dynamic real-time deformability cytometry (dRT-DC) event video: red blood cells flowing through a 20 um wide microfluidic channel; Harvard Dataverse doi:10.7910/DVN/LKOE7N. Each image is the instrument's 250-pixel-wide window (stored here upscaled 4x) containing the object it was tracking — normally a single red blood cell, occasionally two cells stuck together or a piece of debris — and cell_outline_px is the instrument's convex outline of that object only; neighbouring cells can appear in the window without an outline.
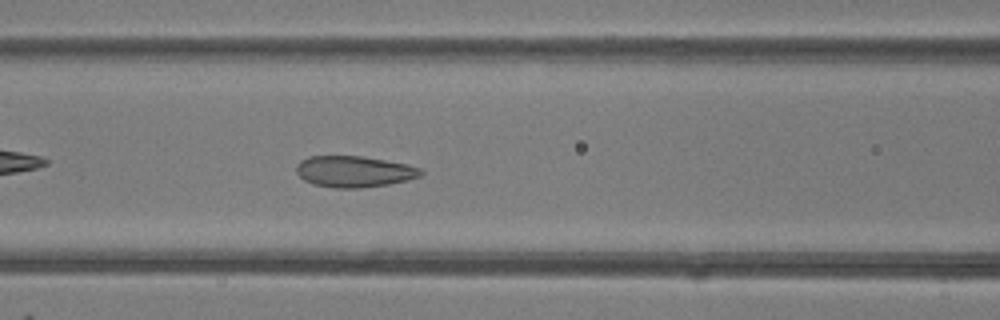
{"species": "common noctule bat (a hibernating species)", "species_latin": "Nyctalus noctula", "temperature_condition": "room temperature", "stored_images_in_passage": 36, "camera_frame_rate_fps": 3000, "um_per_image_px": 0.085, "animal": {"sex": "female"}, "frame": {"image": 1, "passage_image": 8, "time_ms": 2.333, "image_size_px": [1000, 320], "cell_outline_px": [[424, 172], [420, 176], [408, 180], [388, 184], [360, 188], [336, 188], [312, 184], [304, 180], [296, 172], [296, 164], [300, 160], [308, 156], [364, 156], [408, 164], [420, 168]], "centroid_in_image_um": [30.09, 14.57], "position_along_channel_um": 136.5, "area_um2": 22.83}}
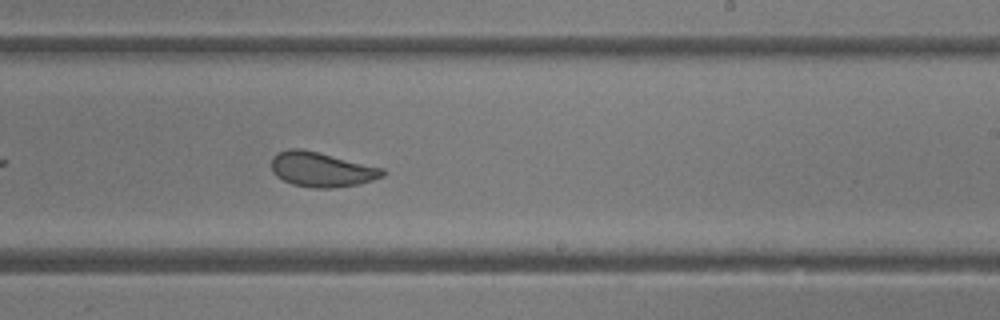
{"frame": {"image": 2, "passage_image": 17, "time_ms": 5.333, "image_size_px": [1000, 320], "cell_outline_px": [[388, 172], [384, 176], [360, 184], [332, 188], [312, 188], [292, 184], [276, 176], [272, 172], [272, 156], [276, 152], [288, 148], [300, 148], [384, 168]], "centroid_in_image_um": [27.33, 14.4], "position_along_channel_um": 261.7, "area_um2": 22.66}}
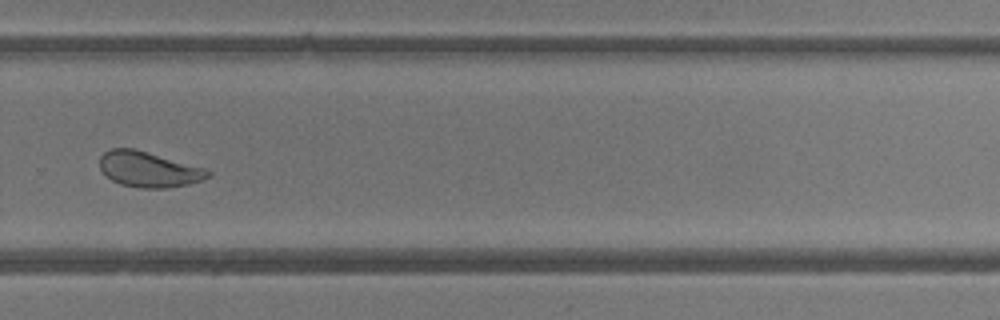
{"frame": {"image": 3, "passage_image": 21, "time_ms": 6.667, "image_size_px": [1000, 320], "cell_outline_px": [[212, 176], [188, 184], [168, 188], [140, 188], [120, 184], [112, 180], [100, 168], [100, 156], [104, 152], [112, 148], [132, 148], [208, 168], [212, 172]], "centroid_in_image_um": [12.68, 14.4], "position_along_channel_um": 317.1, "area_um2": 22.43}, "authors_computed_cell_mechanics": {"area_um2": 23.5246, "velocity_mm_per_s": 4.1777, "shape_relaxation_time_tau1_ms": 6.2609, "shape_relaxation_time_tau2_ms": 1.0192, "deformation_change_tau1": 0.1318, "deformation_change_tau2": 0.0643}}